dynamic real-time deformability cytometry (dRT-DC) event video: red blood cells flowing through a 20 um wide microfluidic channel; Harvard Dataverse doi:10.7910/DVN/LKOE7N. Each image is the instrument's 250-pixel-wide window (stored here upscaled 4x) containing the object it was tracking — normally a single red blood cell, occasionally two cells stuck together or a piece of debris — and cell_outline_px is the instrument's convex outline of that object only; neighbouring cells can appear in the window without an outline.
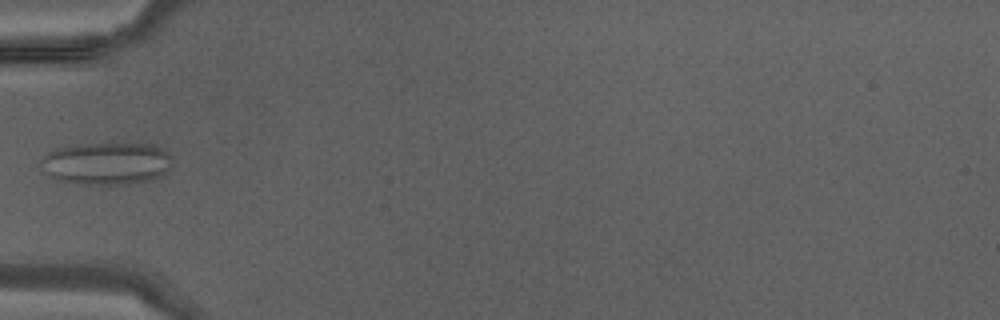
{"species": "Egyptian fruit bat (a non-hibernating species)", "species_latin": "Rousettus aegyptiacus", "temperature_condition": "warm", "stored_images_in_passage": 28, "segment_of_instrument_passage": [1, 2], "camera_frame_rate_fps": 3000, "um_per_image_px": 0.085, "animal": {"sex": "male"}, "frame": {"image": 1, "passage_image": 1, "time_ms": 0.0, "image_size_px": [1000, 320], "cell_outline_px": [[168, 172], [152, 180], [124, 184], [76, 184], [44, 176], [36, 164], [48, 152], [56, 148], [84, 144], [152, 144], [164, 148], [168, 152]], "centroid_in_image_um": [8.95, 13.91], "position_along_channel_um": 76.0, "area_um2": 32.77}}